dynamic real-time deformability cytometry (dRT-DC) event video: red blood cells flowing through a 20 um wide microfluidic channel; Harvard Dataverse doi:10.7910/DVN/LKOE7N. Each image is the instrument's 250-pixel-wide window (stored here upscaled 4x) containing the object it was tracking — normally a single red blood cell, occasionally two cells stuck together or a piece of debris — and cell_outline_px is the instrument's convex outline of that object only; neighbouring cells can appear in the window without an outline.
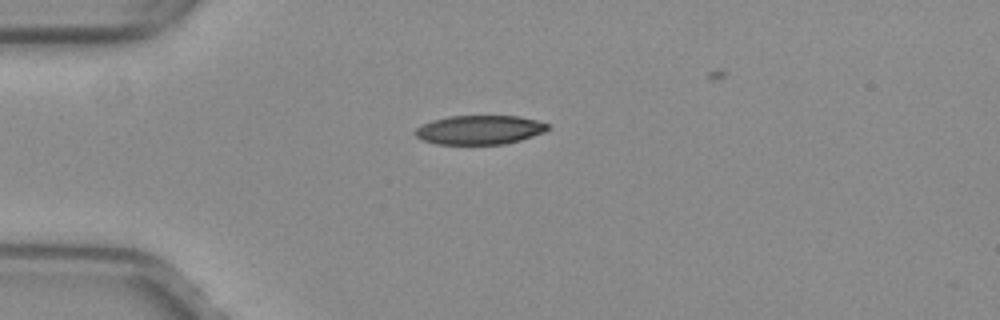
{"species": "common noctule bat (a hibernating species)", "species_latin": "Nyctalus noctula", "temperature_condition": "warm", "stored_images_in_passage": 33, "camera_frame_rate_fps": 3000, "um_per_image_px": 0.085, "animal": {"sex": "female", "body_mass_g": 29.2, "forearm_length_mm": 56.3}, "frame": {"image": 1, "passage_image": 1, "time_ms": 0.0, "image_size_px": [1000, 320], "cell_outline_px": [[548, 128], [544, 132], [520, 140], [504, 144], [436, 144], [420, 140], [412, 132], [416, 128], [432, 120], [448, 116], [516, 116], [536, 120], [548, 124]], "centroid_in_image_um": [40.71, 11.04], "position_along_channel_um": 44.3, "area_um2": 22.43}}
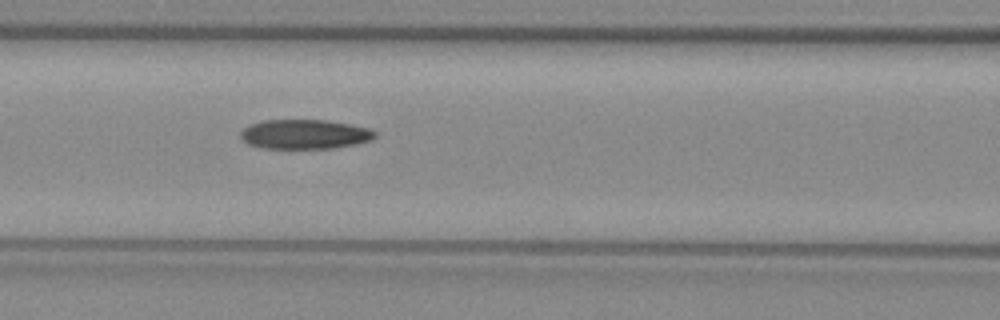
{"frame": {"image": 2, "passage_image": 10, "time_ms": 3.0, "image_size_px": [1000, 320], "cell_outline_px": [[376, 136], [372, 140], [356, 144], [332, 148], [264, 148], [248, 144], [240, 136], [240, 132], [244, 128], [252, 124], [264, 120], [324, 120], [348, 124], [368, 128], [376, 132]], "centroid_in_image_um": [25.91, 11.41], "position_along_channel_um": 140.7, "area_um2": 22.89}}
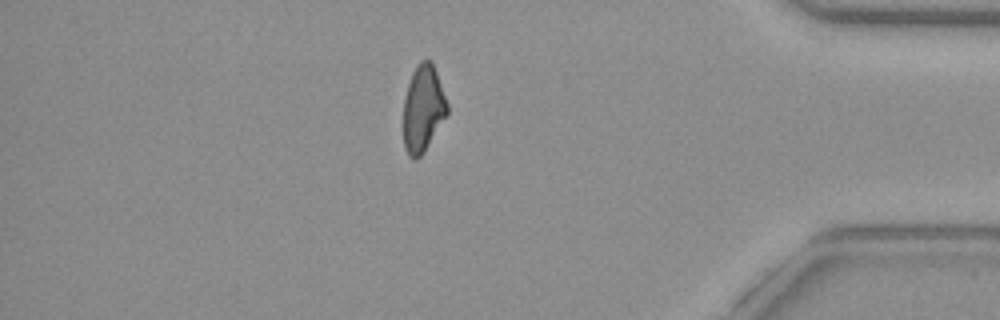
{"frame": {"image": 3, "passage_image": 32, "time_ms": 10.333, "image_size_px": [1000, 320], "cell_outline_px": [[448, 112], [424, 152], [416, 160], [408, 156], [404, 148], [404, 100], [408, 84], [412, 72], [420, 60], [432, 60], [448, 104]], "centroid_in_image_um": [35.95, 9.23], "position_along_channel_um": 399.2, "area_um2": 22.02}}